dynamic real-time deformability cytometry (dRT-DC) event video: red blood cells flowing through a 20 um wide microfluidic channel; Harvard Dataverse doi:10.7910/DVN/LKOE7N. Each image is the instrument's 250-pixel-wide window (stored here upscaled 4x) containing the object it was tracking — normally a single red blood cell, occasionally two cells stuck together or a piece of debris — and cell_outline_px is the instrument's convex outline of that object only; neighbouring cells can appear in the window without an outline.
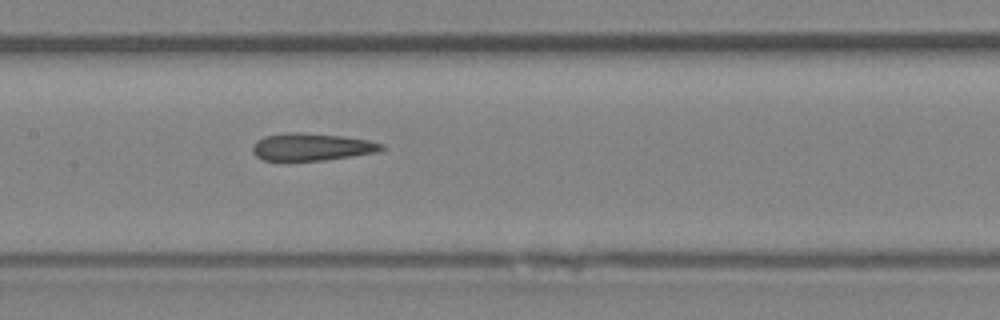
{"species": "Egyptian fruit bat (a non-hibernating species)", "species_latin": "Rousettus aegyptiacus", "temperature_condition": "room temperature", "stored_images_in_passage": 6, "camera_frame_rate_fps": 3000, "um_per_image_px": 0.085, "animal": {"sex": "female"}, "frame": {"image": 1, "passage_image": 6, "time_ms": 6.333, "image_size_px": [1000, 320], "cell_outline_px": [[388, 148], [380, 152], [324, 160], [264, 160], [256, 156], [252, 152], [252, 144], [256, 140], [264, 136], [288, 132], [300, 132], [340, 136], [368, 140], [384, 144]], "centroid_in_image_um": [26.51, 12.48], "position_along_channel_um": 180.9, "area_um2": 20.69}}